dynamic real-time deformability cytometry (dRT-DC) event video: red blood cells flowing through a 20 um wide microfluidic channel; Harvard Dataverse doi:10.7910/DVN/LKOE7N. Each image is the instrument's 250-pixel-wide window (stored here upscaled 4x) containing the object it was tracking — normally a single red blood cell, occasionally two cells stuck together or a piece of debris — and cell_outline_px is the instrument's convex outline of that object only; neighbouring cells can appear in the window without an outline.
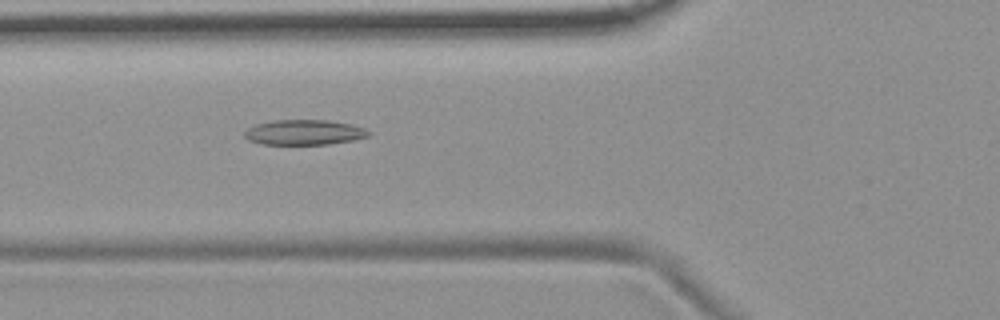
{"species": "common noctule bat (a hibernating species)", "species_latin": "Nyctalus noctula", "temperature_condition": "room temperature", "stored_images_in_passage": 54, "camera_frame_rate_fps": 3000, "um_per_image_px": 0.085, "animal": {"sex": "female", "body_mass_g": 19.9}, "frame": {"image": 1, "passage_image": 20, "time_ms": 6.333, "image_size_px": [1000, 320], "cell_outline_px": [[372, 132], [368, 136], [352, 140], [328, 144], [260, 144], [248, 140], [244, 136], [244, 132], [248, 128], [256, 124], [272, 120], [328, 120], [352, 124], [364, 128]], "centroid_in_image_um": [25.84, 11.24], "position_along_channel_um": 100.0, "area_um2": 18.21}}
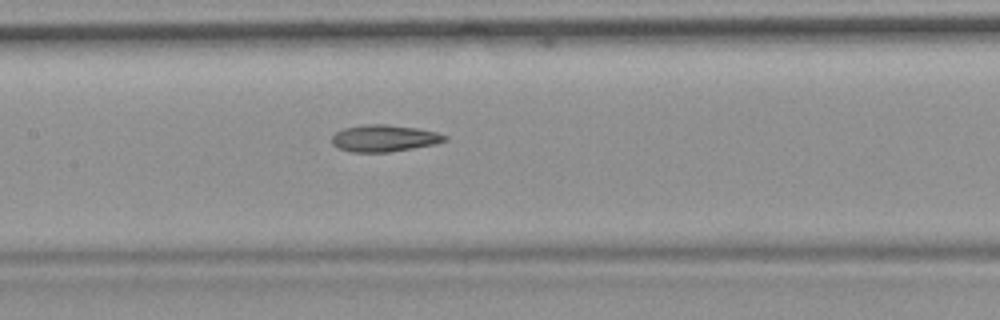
{"frame": {"image": 2, "passage_image": 26, "time_ms": 8.333, "image_size_px": [1000, 320], "cell_outline_px": [[448, 140], [436, 144], [388, 152], [352, 152], [340, 148], [332, 144], [332, 136], [336, 132], [344, 128], [364, 124], [388, 124], [416, 128], [436, 132], [448, 136]], "centroid_in_image_um": [32.67, 11.74], "position_along_channel_um": 174.7, "area_um2": 17.63}}
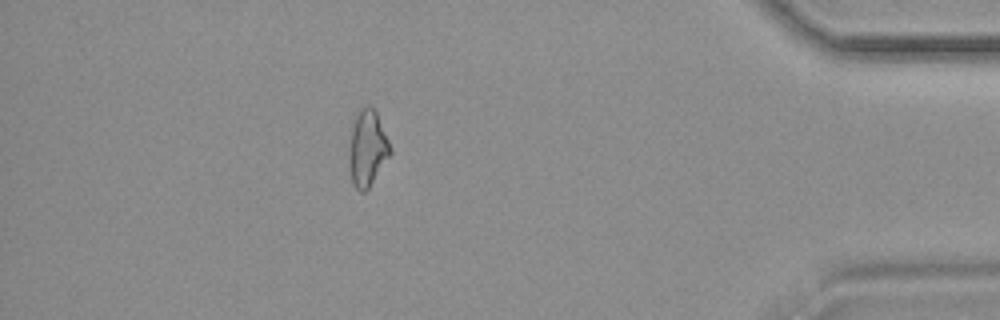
{"frame": {"image": 3, "passage_image": 48, "time_ms": 15.667, "image_size_px": [1000, 320], "cell_outline_px": [[392, 152], [368, 188], [364, 192], [360, 192], [352, 184], [348, 156], [348, 148], [352, 124], [360, 108], [364, 104], [372, 104], [376, 112], [392, 148]], "centroid_in_image_um": [31.21, 12.56], "position_along_channel_um": 404.0, "area_um2": 18.44}, "authors_computed_cell_mechanics": {"area_um2": 18.496, "velocity_mm_per_s": 3.7233, "shape_relaxation_time_tau1_ms": null, "shape_relaxation_time_tau2_ms": 4.2228, "deformation_change_tau1": null, "deformation_change_tau2": 0.1322}}